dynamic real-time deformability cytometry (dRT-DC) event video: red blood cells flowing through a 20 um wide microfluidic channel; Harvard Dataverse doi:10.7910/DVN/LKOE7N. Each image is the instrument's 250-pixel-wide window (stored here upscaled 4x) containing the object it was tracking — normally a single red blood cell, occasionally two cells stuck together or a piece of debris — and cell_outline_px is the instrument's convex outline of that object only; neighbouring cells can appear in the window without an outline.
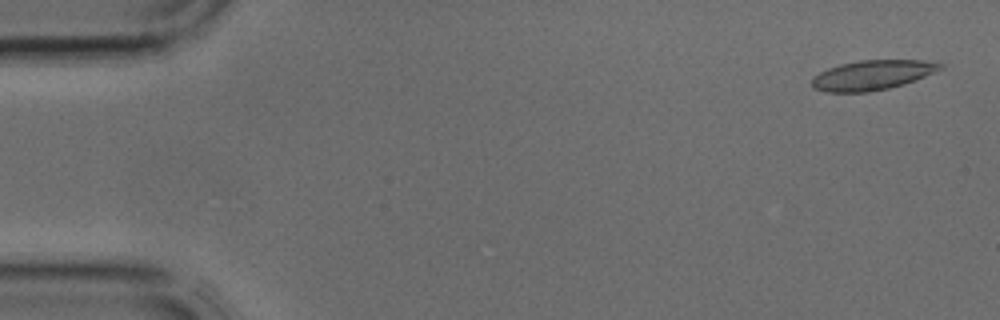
{"species": "common noctule bat (a hibernating species)", "species_latin": "Nyctalus noctula", "temperature_condition": "cold", "stored_images_in_passage": 40, "camera_frame_rate_fps": 3000, "um_per_image_px": 0.085, "animal": {"sex": "male", "body_mass_g": 17.9, "forearm_length_mm": 54.2}, "frame": {"image": 1, "passage_image": 2, "time_ms": 0.333, "image_size_px": [1000, 320], "cell_outline_px": [[944, 68], [904, 84], [888, 88], [868, 92], [828, 92], [812, 88], [812, 80], [820, 72], [828, 68], [840, 64], [860, 60], [924, 60], [944, 64]], "centroid_in_image_um": [74.15, 6.38], "position_along_channel_um": 10.8, "area_um2": 22.08}}
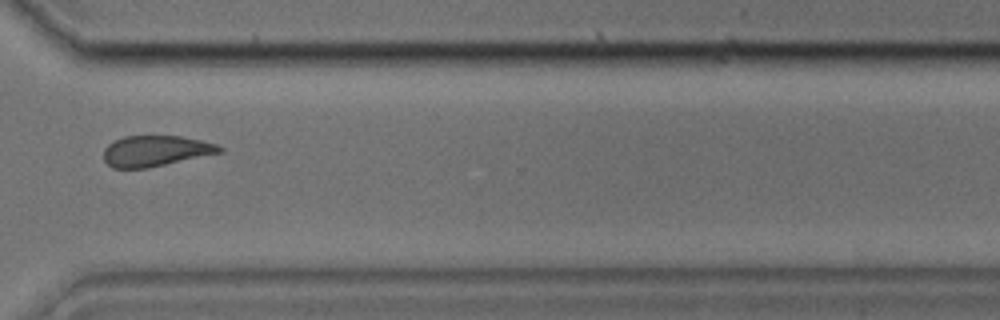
{"frame": {"image": 2, "passage_image": 30, "time_ms": 9.667, "image_size_px": [1000, 320], "cell_outline_px": [[224, 152], [148, 168], [112, 168], [104, 160], [104, 148], [108, 144], [124, 136], [180, 136], [200, 140], [216, 144], [224, 148]], "centroid_in_image_um": [13.24, 12.83], "position_along_channel_um": 357.4, "area_um2": 20.81}}
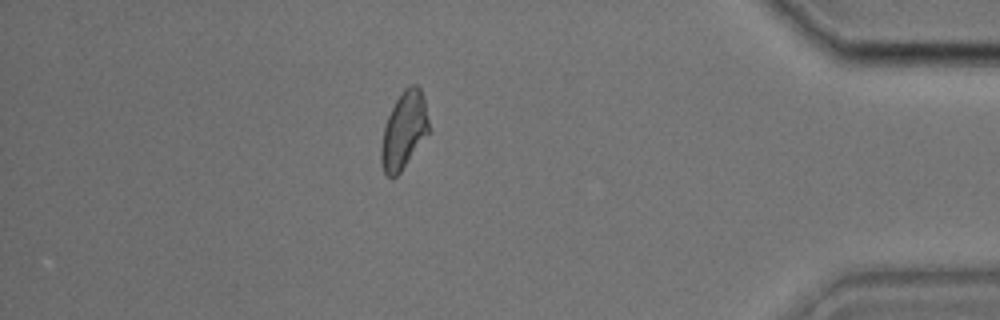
{"frame": {"image": 3, "passage_image": 35, "time_ms": 11.333, "image_size_px": [1000, 320], "cell_outline_px": [[428, 136], [400, 172], [396, 176], [388, 176], [384, 172], [380, 164], [380, 148], [384, 128], [388, 116], [396, 100], [404, 88], [412, 84], [416, 84], [420, 88], [424, 96], [428, 120]], "centroid_in_image_um": [34.33, 11.09], "position_along_channel_um": 400.9, "area_um2": 21.39}}